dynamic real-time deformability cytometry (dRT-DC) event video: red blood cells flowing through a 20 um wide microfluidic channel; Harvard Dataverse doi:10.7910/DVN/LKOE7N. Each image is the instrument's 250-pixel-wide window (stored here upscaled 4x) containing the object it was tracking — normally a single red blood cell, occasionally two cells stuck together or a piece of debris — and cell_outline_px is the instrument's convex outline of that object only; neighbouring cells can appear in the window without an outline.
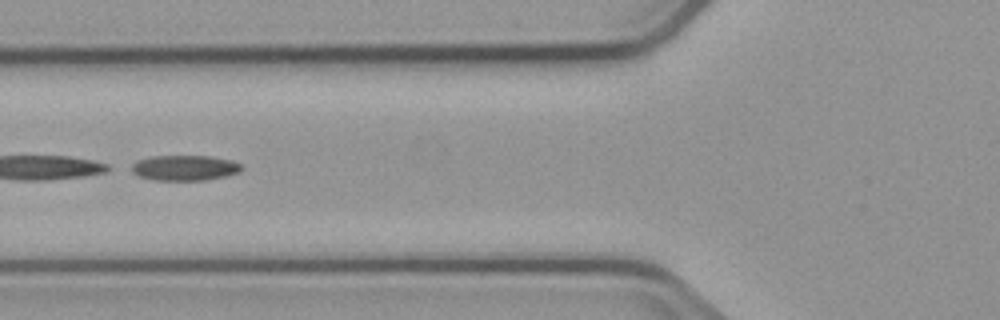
{"species": "common noctule bat (a hibernating species)", "species_latin": "Nyctalus noctula", "temperature_condition": "cold", "stored_images_in_passage": 7, "camera_frame_rate_fps": 3000, "um_per_image_px": 0.085, "animal": {"sex": "male", "body_mass_g": 23.1, "forearm_length_mm": 52.7}, "frame": {"image": 1, "passage_image": 5, "time_ms": 5.0, "image_size_px": [1000, 320], "cell_outline_px": [[244, 168], [240, 172], [228, 176], [204, 180], [152, 180], [140, 176], [124, 168], [140, 160], [152, 156], [208, 156], [232, 160], [240, 164]], "centroid_in_image_um": [15.68, 14.27], "position_along_channel_um": 110.1, "area_um2": 16.47}}
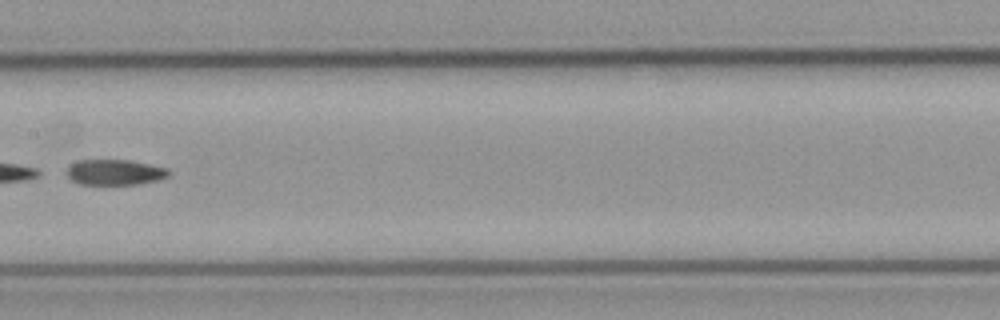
{"frame": {"image": 2, "passage_image": 7, "time_ms": 7.333, "image_size_px": [1000, 320], "cell_outline_px": [[168, 176], [160, 180], [140, 184], [80, 184], [72, 180], [64, 172], [76, 160], [128, 160], [168, 168]], "centroid_in_image_um": [9.75, 14.64], "position_along_channel_um": 197.7, "area_um2": 15.14}}